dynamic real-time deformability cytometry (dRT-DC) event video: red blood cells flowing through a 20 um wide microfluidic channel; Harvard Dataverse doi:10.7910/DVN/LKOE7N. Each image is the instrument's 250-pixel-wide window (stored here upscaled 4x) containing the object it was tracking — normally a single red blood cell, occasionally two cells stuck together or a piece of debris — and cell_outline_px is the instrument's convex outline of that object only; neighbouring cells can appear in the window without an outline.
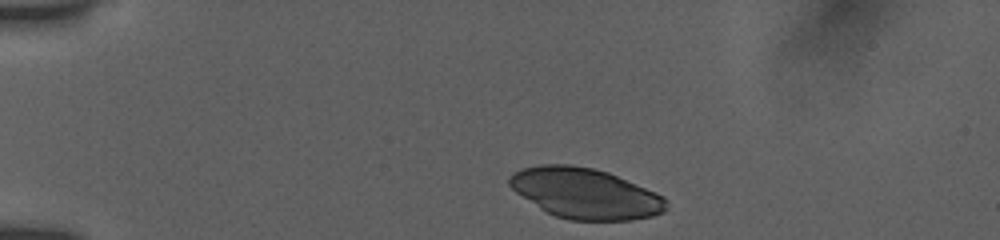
{"species": "human", "species_latin": "Homo sapiens", "temperature_condition": "room temperature", "stored_images_in_passage": 3, "camera_frame_rate_fps": 3000, "um_per_image_px": 0.085, "donor": {"sex": "female"}, "frame": {"image": 1, "passage_image": 1, "time_ms": 0.0, "image_size_px": [1000, 240], "cell_outline_px": [[668, 208], [664, 212], [652, 216], [632, 220], [568, 220], [556, 216], [540, 208], [516, 192], [508, 184], [508, 176], [512, 172], [520, 168], [540, 164], [572, 164], [592, 168], [608, 172], [656, 192], [664, 196], [668, 200]], "centroid_in_image_um": [49.75, 16.43], "position_along_channel_um": 35.2, "area_um2": 46.36}}